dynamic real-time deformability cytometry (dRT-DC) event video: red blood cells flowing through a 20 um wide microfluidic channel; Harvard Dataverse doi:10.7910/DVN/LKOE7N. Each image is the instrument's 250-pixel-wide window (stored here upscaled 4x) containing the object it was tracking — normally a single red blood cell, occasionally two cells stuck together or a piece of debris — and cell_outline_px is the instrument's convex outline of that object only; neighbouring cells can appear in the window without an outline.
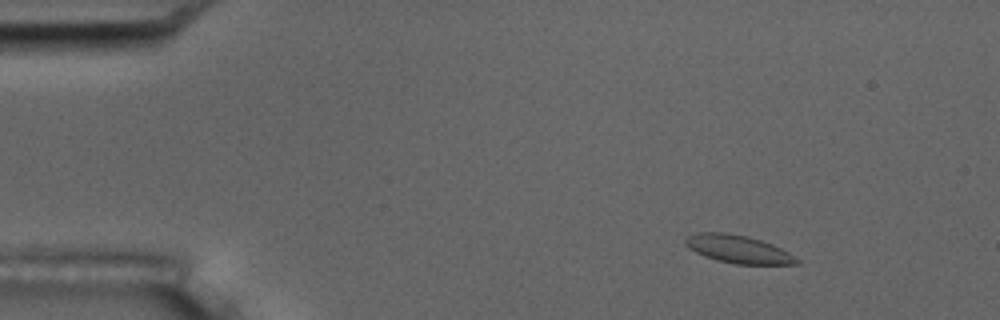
{"species": "common noctule bat (a hibernating species)", "species_latin": "Nyctalus noctula", "temperature_condition": "room temperature", "stored_images_in_passage": 55, "camera_frame_rate_fps": 3000, "um_per_image_px": 0.085, "animal": {"sex": "male", "body_mass_g": 17.5, "forearm_length_mm": 52.3}, "frame": {"image": 1, "passage_image": 7, "time_ms": 2.0, "image_size_px": [1000, 320], "cell_outline_px": [[800, 264], [736, 264], [716, 260], [704, 256], [688, 248], [684, 244], [684, 240], [688, 236], [696, 232], [724, 232], [748, 236], [772, 244], [788, 252], [800, 260]], "centroid_in_image_um": [62.72, 21.17], "position_along_channel_um": 22.3, "area_um2": 18.15}}
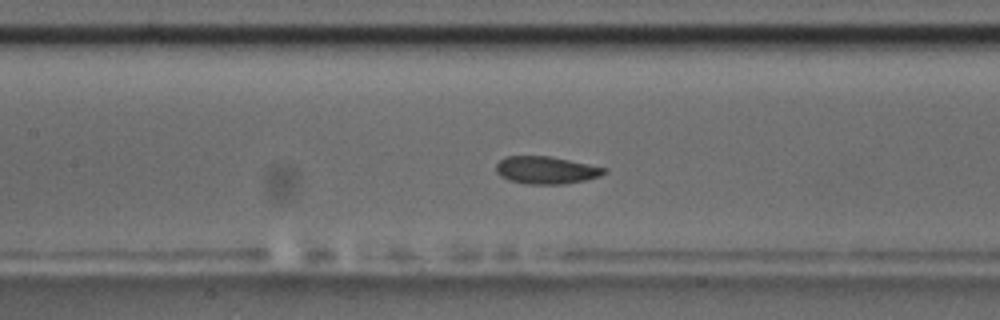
{"frame": {"image": 2, "passage_image": 25, "time_ms": 8.0, "image_size_px": [1000, 320], "cell_outline_px": [[608, 172], [600, 176], [584, 180], [564, 184], [528, 184], [508, 180], [500, 176], [496, 172], [496, 164], [504, 156], [548, 156], [608, 168]], "centroid_in_image_um": [46.41, 14.46], "position_along_channel_um": 161.0, "area_um2": 17.34}}
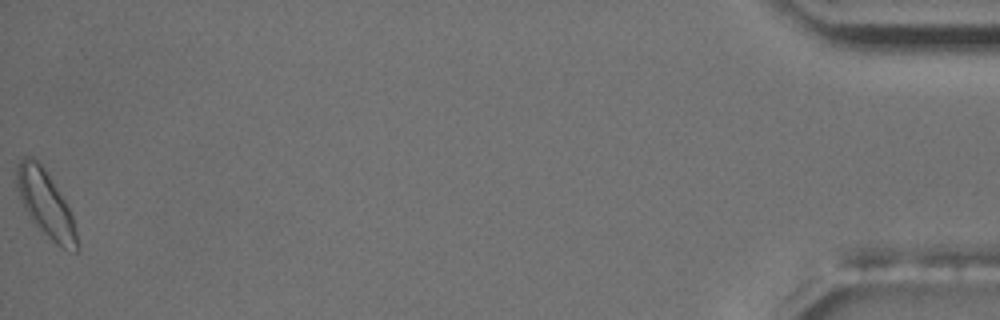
{"frame": {"image": 3, "passage_image": 55, "time_ms": 18.0, "image_size_px": [1000, 320], "cell_outline_px": [[80, 248], [76, 252], [64, 248], [56, 244], [32, 220], [24, 208], [16, 188], [16, 168], [20, 160], [24, 156], [32, 156], [40, 164], [64, 200], [72, 216]], "centroid_in_image_um": [3.86, 17.33], "position_along_channel_um": 431.3, "area_um2": 22.6}}